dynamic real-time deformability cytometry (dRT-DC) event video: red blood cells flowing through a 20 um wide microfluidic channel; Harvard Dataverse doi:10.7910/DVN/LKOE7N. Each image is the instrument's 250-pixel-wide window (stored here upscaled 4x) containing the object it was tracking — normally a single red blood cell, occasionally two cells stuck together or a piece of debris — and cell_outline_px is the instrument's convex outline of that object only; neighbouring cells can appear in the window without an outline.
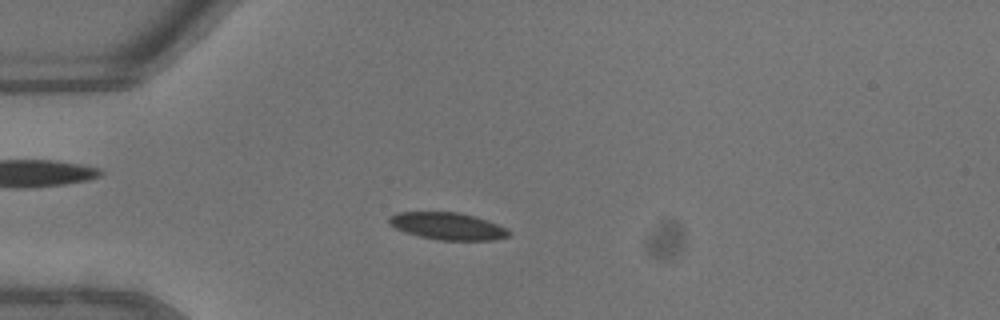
{"species": "common noctule bat (a hibernating species)", "species_latin": "Nyctalus noctula", "temperature_condition": "warm", "stored_images_in_passage": 44, "camera_frame_rate_fps": 3000, "um_per_image_px": 0.085, "animal": {"sex": "male", "body_mass_g": 13.3}, "frame": {"image": 1, "passage_image": 12, "time_ms": 3.667, "image_size_px": [1000, 320], "cell_outline_px": [[512, 232], [508, 236], [492, 240], [440, 240], [420, 236], [396, 228], [388, 220], [396, 212], [456, 212], [472, 216], [496, 224]], "centroid_in_image_um": [38.06, 19.22], "position_along_channel_um": 46.9, "area_um2": 18.38}}
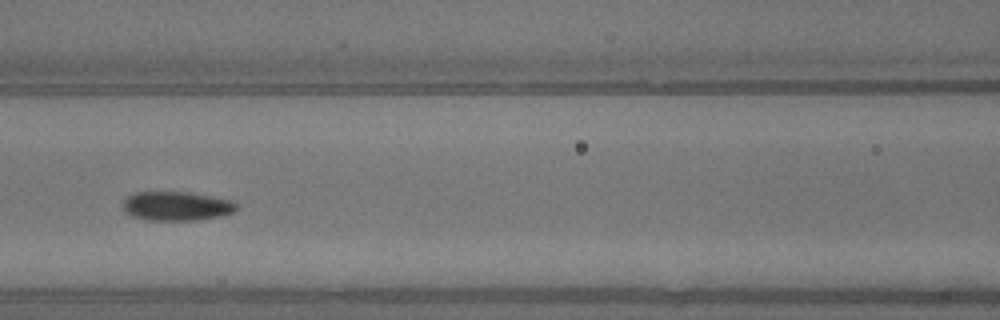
{"frame": {"image": 2, "passage_image": 20, "time_ms": 6.333, "image_size_px": [1000, 320], "cell_outline_px": [[236, 208], [232, 212], [220, 216], [196, 220], [144, 220], [132, 216], [124, 208], [124, 200], [128, 196], [136, 192], [192, 192], [232, 200], [236, 204]], "centroid_in_image_um": [15.01, 17.51], "position_along_channel_um": 151.6, "area_um2": 19.13}}
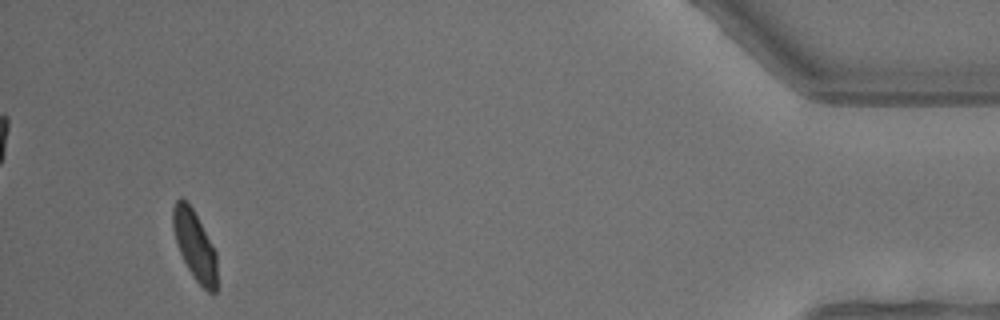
{"frame": {"image": 3, "passage_image": 42, "time_ms": 13.667, "image_size_px": [1000, 320], "cell_outline_px": [[216, 292], [208, 292], [196, 280], [188, 268], [180, 252], [172, 228], [172, 208], [176, 200], [180, 196], [192, 208], [216, 252]], "centroid_in_image_um": [16.53, 20.83], "position_along_channel_um": 418.7, "area_um2": 17.4}, "authors_computed_cell_mechanics": {"area_um2": 18.9584, "velocity_mm_per_s": 4.6539, "shape_relaxation_time_tau1_ms": 2.359, "shape_relaxation_time_tau2_ms": 0.9889, "deformation_change_tau1": 0.1285, "deformation_change_tau2": 0.0475}}